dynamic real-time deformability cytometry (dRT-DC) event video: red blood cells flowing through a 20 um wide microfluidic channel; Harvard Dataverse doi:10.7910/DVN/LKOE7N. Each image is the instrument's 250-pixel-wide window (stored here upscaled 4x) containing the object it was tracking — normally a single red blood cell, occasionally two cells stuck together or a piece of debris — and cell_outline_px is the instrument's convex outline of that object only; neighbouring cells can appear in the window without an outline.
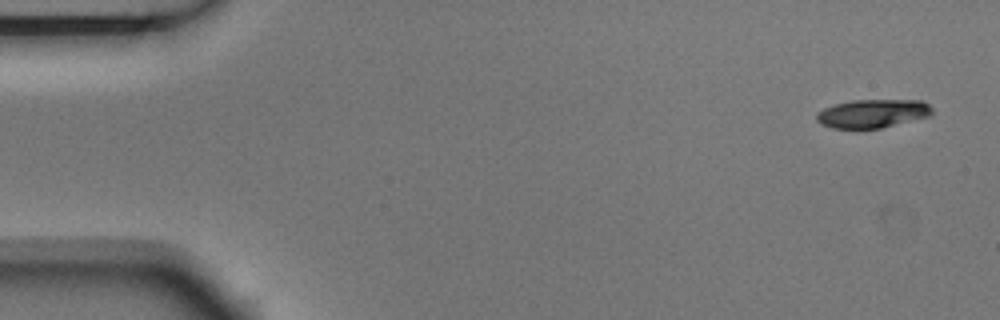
{"species": "Egyptian fruit bat (a non-hibernating species)", "species_latin": "Rousettus aegyptiacus", "temperature_condition": "room temperature", "stored_images_in_passage": 6, "camera_frame_rate_fps": 3000, "um_per_image_px": 0.085, "animal": {"sex": "male"}, "frame": {"image": 1, "passage_image": 1, "time_ms": 0.0, "image_size_px": [1000, 320], "cell_outline_px": [[932, 116], [880, 128], [832, 128], [820, 124], [816, 120], [816, 112], [824, 108], [836, 104], [852, 100], [920, 100], [928, 104], [932, 108]], "centroid_in_image_um": [74.17, 9.65], "position_along_channel_um": 10.8, "area_um2": 19.25}}
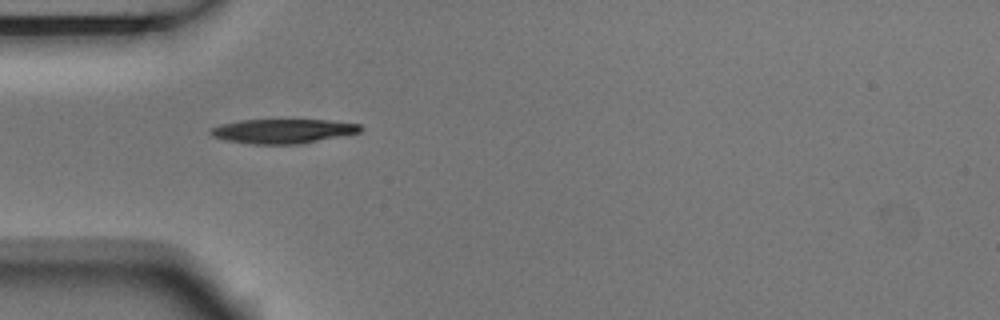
{"frame": {"image": 2, "passage_image": 5, "time_ms": 1.333, "image_size_px": [1000, 320], "cell_outline_px": [[364, 128], [360, 132], [300, 144], [252, 144], [224, 140], [212, 136], [208, 132], [208, 128], [220, 124], [240, 120], [328, 120], [360, 124]], "centroid_in_image_um": [23.99, 11.14], "position_along_channel_um": 61.0, "area_um2": 21.39}}
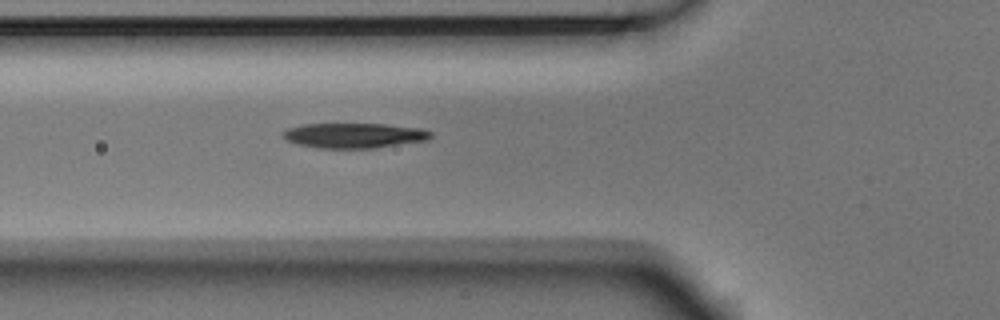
{"frame": {"image": 3, "passage_image": 6, "time_ms": 1.667, "image_size_px": [1000, 320], "cell_outline_px": [[432, 136], [428, 140], [376, 148], [320, 148], [296, 144], [280, 136], [280, 132], [288, 128], [304, 124], [384, 124], [420, 128], [432, 132]], "centroid_in_image_um": [30.08, 11.52], "position_along_channel_um": 95.7, "area_um2": 21.68}}